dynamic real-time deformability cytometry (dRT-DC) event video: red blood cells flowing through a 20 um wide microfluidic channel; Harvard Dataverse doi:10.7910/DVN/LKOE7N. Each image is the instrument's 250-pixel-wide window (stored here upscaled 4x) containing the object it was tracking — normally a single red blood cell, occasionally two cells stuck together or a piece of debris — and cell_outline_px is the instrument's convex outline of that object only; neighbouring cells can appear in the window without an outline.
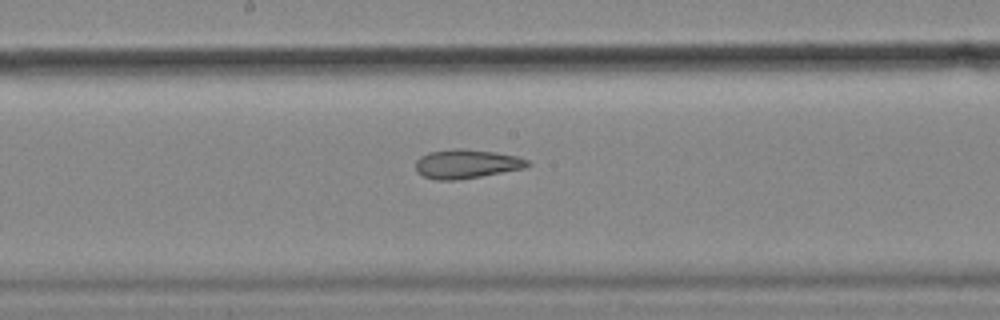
{"species": "common noctule bat (a hibernating species)", "species_latin": "Nyctalus noctula", "temperature_condition": "cold", "stored_images_in_passage": 36, "camera_frame_rate_fps": 3000, "um_per_image_px": 0.085, "animal": {"sex": "female", "body_mass_g": 18.4}, "frame": {"image": 1, "passage_image": 21, "time_ms": 6.667, "image_size_px": [1000, 320], "cell_outline_px": [[532, 164], [524, 168], [480, 176], [456, 180], [436, 180], [424, 176], [416, 172], [416, 160], [420, 156], [428, 152], [452, 148], [464, 148], [496, 152], [520, 156], [528, 160]], "centroid_in_image_um": [39.65, 13.91], "position_along_channel_um": 208.5, "area_um2": 19.13}}